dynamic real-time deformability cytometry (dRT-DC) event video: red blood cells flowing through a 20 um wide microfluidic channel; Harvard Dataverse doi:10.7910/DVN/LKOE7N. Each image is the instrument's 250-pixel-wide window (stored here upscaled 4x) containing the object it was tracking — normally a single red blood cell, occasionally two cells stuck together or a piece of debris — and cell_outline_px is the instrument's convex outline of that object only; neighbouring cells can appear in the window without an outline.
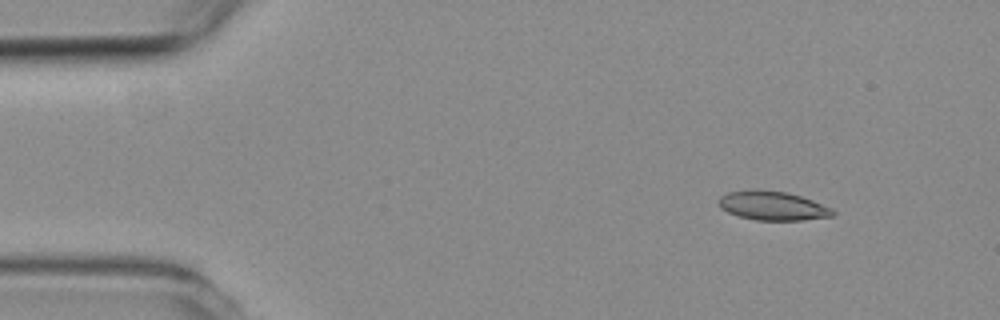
{"species": "common noctule bat (a hibernating species)", "species_latin": "Nyctalus noctula", "temperature_condition": "room temperature", "stored_images_in_passage": 4, "camera_frame_rate_fps": 3000, "um_per_image_px": 0.085, "animal": {"sex": "female", "body_mass_g": 19.3, "forearm_length_mm": 54.1}, "frame": {"image": 1, "passage_image": 2, "time_ms": 1.333, "image_size_px": [1000, 320], "cell_outline_px": [[836, 212], [832, 216], [804, 220], [756, 220], [740, 216], [728, 212], [720, 208], [720, 196], [728, 192], [788, 192], [812, 200], [832, 208]], "centroid_in_image_um": [65.74, 17.53], "position_along_channel_um": 19.3, "area_um2": 18.5}}